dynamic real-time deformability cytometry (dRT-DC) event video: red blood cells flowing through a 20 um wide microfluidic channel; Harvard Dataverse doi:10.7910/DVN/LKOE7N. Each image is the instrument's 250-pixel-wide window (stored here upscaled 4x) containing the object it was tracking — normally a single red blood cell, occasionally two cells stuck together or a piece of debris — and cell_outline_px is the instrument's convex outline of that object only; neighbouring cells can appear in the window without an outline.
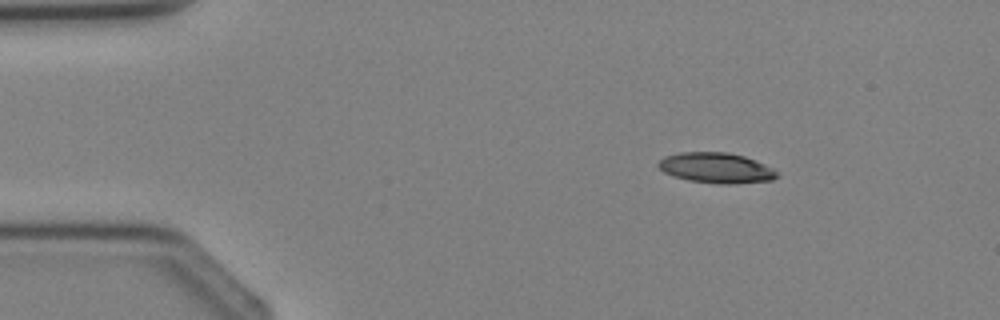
{"species": "Egyptian fruit bat (a non-hibernating species)", "species_latin": "Rousettus aegyptiacus", "temperature_condition": "cold", "stored_images_in_passage": 2, "camera_frame_rate_fps": 3000, "um_per_image_px": 0.085, "animal": {"sex": "female"}, "frame": {"image": 1, "passage_image": 1, "time_ms": 0.0, "image_size_px": [1000, 320], "cell_outline_px": [[780, 176], [772, 180], [732, 184], [720, 184], [688, 180], [672, 176], [664, 172], [656, 164], [664, 156], [680, 152], [728, 152], [744, 156], [756, 160], [780, 172]], "centroid_in_image_um": [60.89, 14.27], "position_along_channel_um": 24.1, "area_um2": 21.21}}